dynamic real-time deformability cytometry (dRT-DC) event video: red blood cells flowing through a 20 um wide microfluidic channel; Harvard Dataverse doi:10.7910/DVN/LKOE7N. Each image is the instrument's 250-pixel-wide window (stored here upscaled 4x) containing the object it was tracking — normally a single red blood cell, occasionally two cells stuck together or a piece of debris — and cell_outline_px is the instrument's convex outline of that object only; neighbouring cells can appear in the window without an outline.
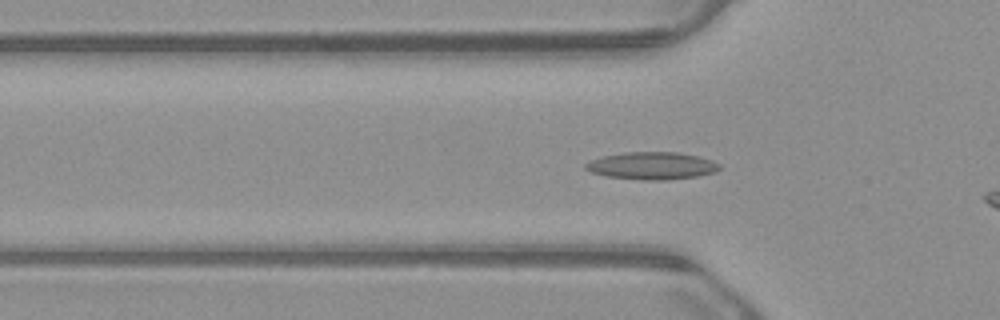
{"species": "common noctule bat (a hibernating species)", "species_latin": "Nyctalus noctula", "temperature_condition": "warm", "stored_images_in_passage": 13, "camera_frame_rate_fps": 3000, "um_per_image_px": 0.085, "animal": {"sex": "male", "body_mass_g": 23.1, "forearm_length_mm": 52.7}, "frame": {"image": 1, "passage_image": 10, "time_ms": 3.0, "image_size_px": [1000, 320], "cell_outline_px": [[720, 168], [716, 172], [696, 176], [668, 180], [644, 180], [604, 176], [592, 172], [584, 168], [584, 164], [592, 160], [604, 156], [624, 152], [680, 152], [712, 160], [720, 164]], "centroid_in_image_um": [55.42, 14.09], "position_along_channel_um": 70.4, "area_um2": 21.39}}